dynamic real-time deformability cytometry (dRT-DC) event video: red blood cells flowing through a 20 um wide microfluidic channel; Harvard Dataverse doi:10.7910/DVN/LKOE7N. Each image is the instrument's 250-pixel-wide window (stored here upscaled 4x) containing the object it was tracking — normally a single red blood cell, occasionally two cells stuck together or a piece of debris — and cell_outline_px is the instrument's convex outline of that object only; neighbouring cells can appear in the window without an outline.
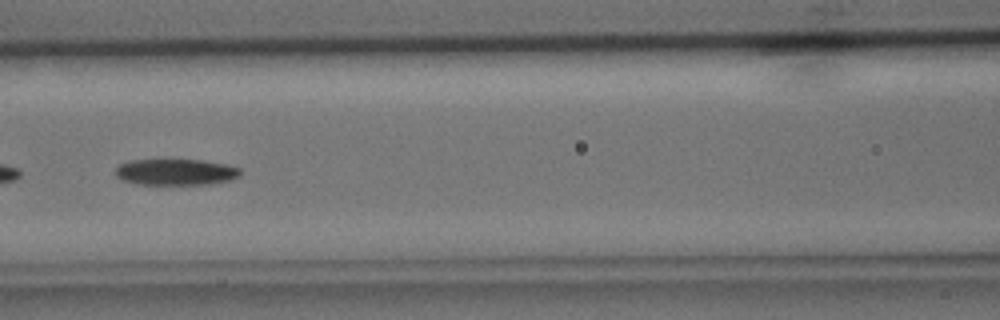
{"species": "common noctule bat (a hibernating species)", "species_latin": "Nyctalus noctula", "temperature_condition": "cold", "stored_images_in_passage": 40, "camera_frame_rate_fps": 3000, "um_per_image_px": 0.085, "animal": {"sex": "male", "body_mass_g": 15.6}, "frame": {"image": 1, "passage_image": 14, "time_ms": 4.333, "image_size_px": [1000, 320], "cell_outline_px": [[240, 176], [232, 180], [208, 184], [140, 184], [124, 180], [116, 176], [116, 168], [120, 164], [128, 160], [200, 160], [224, 164], [240, 168]], "centroid_in_image_um": [14.95, 14.62], "position_along_channel_um": 151.6, "area_um2": 18.9}}
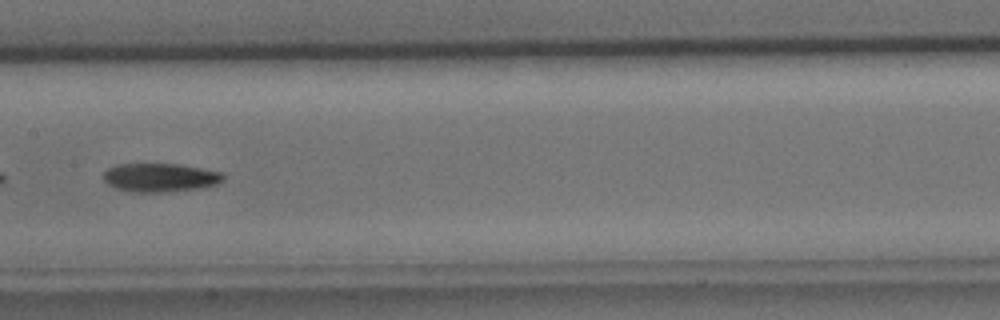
{"frame": {"image": 2, "passage_image": 17, "time_ms": 5.333, "image_size_px": [1000, 320], "cell_outline_px": [[224, 180], [216, 184], [200, 188], [160, 192], [132, 192], [116, 188], [108, 184], [104, 180], [104, 172], [108, 168], [120, 164], [176, 164], [224, 172]], "centroid_in_image_um": [13.62, 15.09], "position_along_channel_um": 193.8, "area_um2": 19.83}}
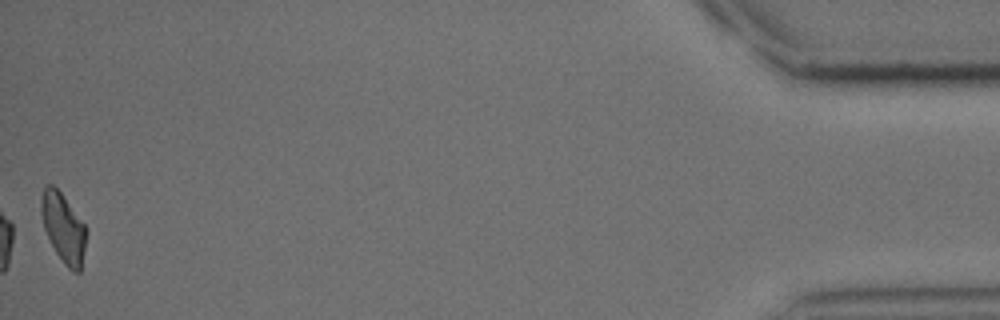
{"frame": {"image": 3, "passage_image": 40, "time_ms": 13.0, "image_size_px": [1000, 320], "cell_outline_px": [[88, 232], [80, 272], [72, 272], [64, 264], [56, 252], [44, 228], [40, 212], [40, 200], [44, 188], [48, 184], [52, 184], [60, 192], [84, 224]], "centroid_in_image_um": [5.39, 19.38], "position_along_channel_um": 429.8, "area_um2": 18.03}}